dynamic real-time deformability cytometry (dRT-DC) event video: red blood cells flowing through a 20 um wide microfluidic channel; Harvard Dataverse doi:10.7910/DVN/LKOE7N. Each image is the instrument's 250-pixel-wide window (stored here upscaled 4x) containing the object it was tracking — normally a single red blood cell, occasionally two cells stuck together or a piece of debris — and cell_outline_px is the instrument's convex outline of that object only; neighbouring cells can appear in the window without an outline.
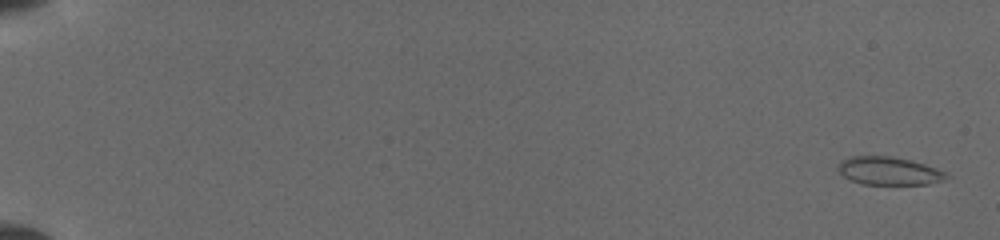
{"species": "common noctule bat (a hibernating species)", "species_latin": "Nyctalus noctula", "temperature_condition": "cold", "stored_images_in_passage": 13, "camera_frame_rate_fps": 3000, "um_per_image_px": 0.085, "animal": {"sex": "female", "body_mass_g": 19.5, "forearm_length_mm": 54.1}, "frame": {"image": 1, "passage_image": 1, "time_ms": 0.0, "image_size_px": [1000, 240], "cell_outline_px": [[948, 176], [944, 180], [928, 184], [864, 184], [852, 180], [844, 176], [836, 168], [836, 164], [840, 160], [852, 156], [892, 156], [924, 164], [948, 172]], "centroid_in_image_um": [75.54, 14.52], "position_along_channel_um": 9.5, "area_um2": 17.69}}